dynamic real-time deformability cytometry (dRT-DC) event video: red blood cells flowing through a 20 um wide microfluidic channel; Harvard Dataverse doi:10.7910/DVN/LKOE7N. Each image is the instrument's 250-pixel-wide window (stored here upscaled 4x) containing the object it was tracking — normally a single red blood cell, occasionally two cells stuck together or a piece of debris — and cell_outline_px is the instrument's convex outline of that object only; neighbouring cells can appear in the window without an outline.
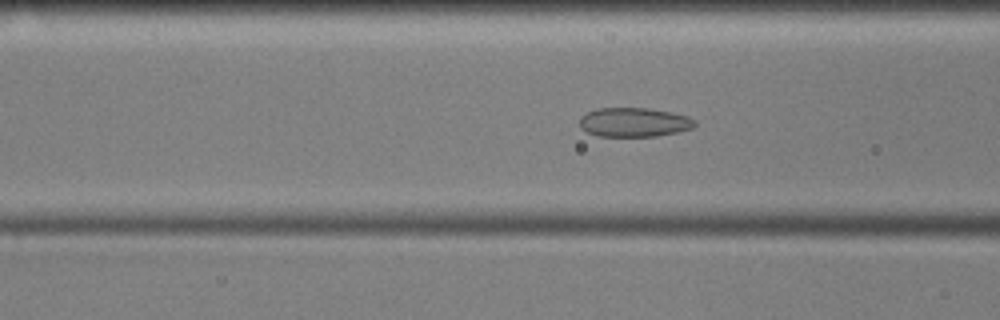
{"species": "common noctule bat (a hibernating species)", "species_latin": "Nyctalus noctula", "temperature_condition": "cold", "stored_images_in_passage": 33, "camera_frame_rate_fps": 3000, "um_per_image_px": 0.085, "animal": {"sex": "male", "body_mass_g": 17.9, "forearm_length_mm": 54.2}, "frame": {"image": 1, "passage_image": 20, "time_ms": 6.333, "image_size_px": [1000, 320], "cell_outline_px": [[696, 124], [692, 128], [676, 132], [656, 136], [600, 136], [588, 132], [580, 128], [580, 116], [596, 108], [648, 108], [688, 116], [696, 120]], "centroid_in_image_um": [53.88, 10.39], "position_along_channel_um": 112.7, "area_um2": 19.48}}
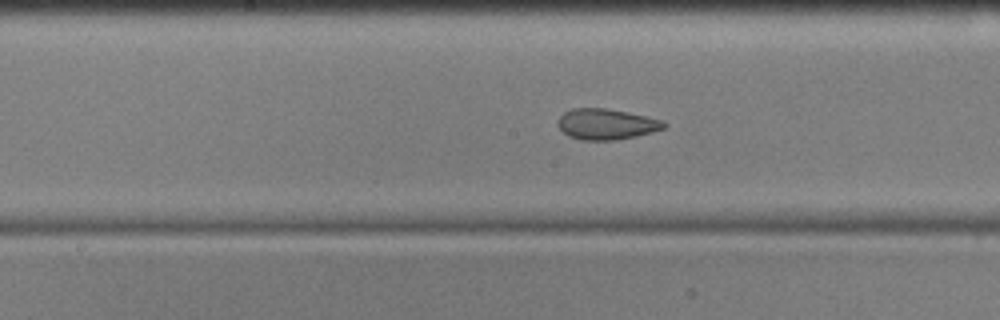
{"frame": {"image": 2, "passage_image": 27, "time_ms": 8.667, "image_size_px": [1000, 320], "cell_outline_px": [[668, 124], [664, 128], [652, 132], [636, 136], [616, 140], [580, 140], [568, 136], [556, 124], [556, 120], [564, 112], [572, 108], [608, 108], [664, 120]], "centroid_in_image_um": [51.52, 10.55], "position_along_channel_um": 196.7, "area_um2": 19.19}}
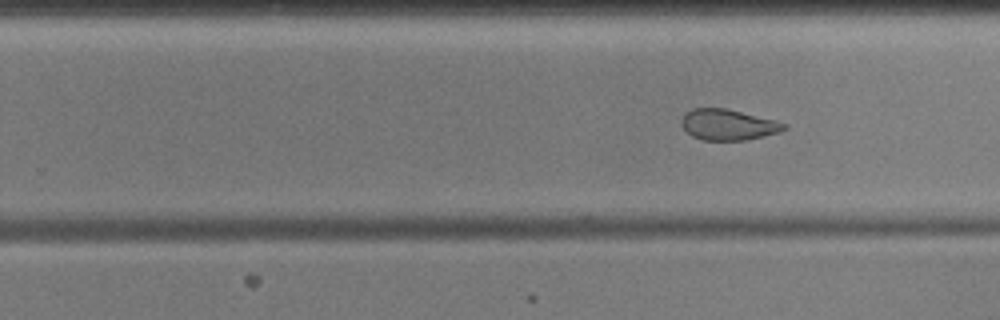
{"frame": {"image": 3, "passage_image": 33, "time_ms": 10.667, "image_size_px": [1000, 320], "cell_outline_px": [[788, 128], [780, 132], [748, 140], [700, 140], [692, 136], [680, 124], [680, 120], [684, 112], [692, 108], [728, 108], [788, 124]], "centroid_in_image_um": [61.87, 10.59], "position_along_channel_um": 267.9, "area_um2": 18.67}}